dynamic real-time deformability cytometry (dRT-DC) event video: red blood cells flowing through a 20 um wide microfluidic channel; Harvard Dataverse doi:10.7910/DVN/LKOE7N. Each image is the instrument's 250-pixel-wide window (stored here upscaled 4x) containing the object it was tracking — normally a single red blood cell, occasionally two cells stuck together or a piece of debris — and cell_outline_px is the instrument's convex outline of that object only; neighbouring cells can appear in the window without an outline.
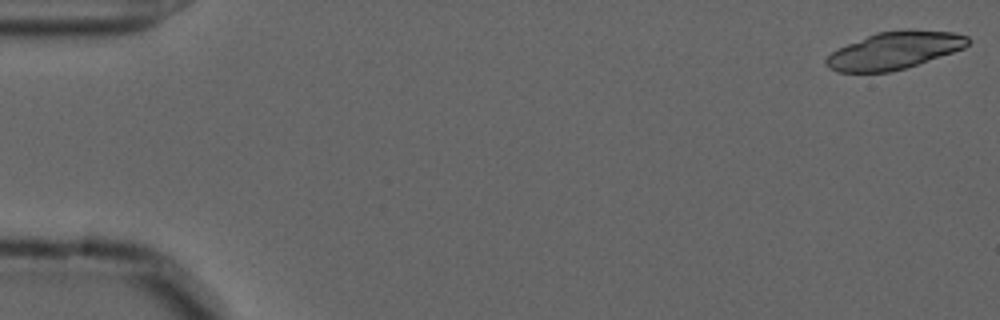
{"species": "common noctule bat (a hibernating species)", "species_latin": "Nyctalus noctula", "temperature_condition": "cold", "stored_images_in_passage": 19, "camera_frame_rate_fps": 3000, "um_per_image_px": 0.085, "animal": {"sex": "male", "forearm_length_mm": 52.5}, "frame": {"image": 1, "passage_image": 1, "time_ms": 0.0, "image_size_px": [1000, 320], "cell_outline_px": [[972, 40], [964, 48], [904, 68], [888, 72], [840, 72], [828, 68], [824, 64], [824, 60], [836, 48], [876, 32], [904, 28], [908, 28], [956, 32], [968, 36]], "centroid_in_image_um": [76.02, 4.25], "position_along_channel_um": 9.0, "area_um2": 31.15}}